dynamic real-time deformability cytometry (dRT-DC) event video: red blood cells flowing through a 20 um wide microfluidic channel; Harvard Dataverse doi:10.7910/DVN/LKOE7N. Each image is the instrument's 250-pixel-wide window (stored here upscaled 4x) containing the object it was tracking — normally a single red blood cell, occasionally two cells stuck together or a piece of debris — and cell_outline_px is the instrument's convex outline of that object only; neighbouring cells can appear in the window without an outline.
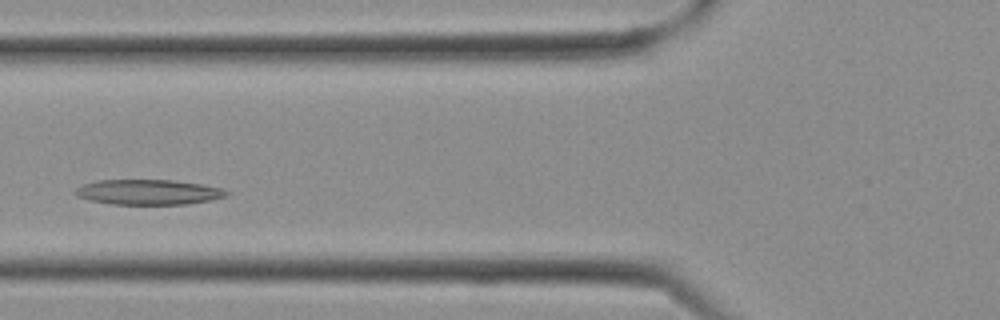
{"species": "Egyptian fruit bat (a non-hibernating species)", "species_latin": "Rousettus aegyptiacus", "temperature_condition": "cold", "stored_images_in_passage": 10, "camera_frame_rate_fps": 3000, "um_per_image_px": 0.085, "frame": {"image": 1, "passage_image": 7, "time_ms": 2.0, "image_size_px": [1000, 320], "cell_outline_px": [[232, 192], [228, 196], [212, 200], [188, 204], [112, 204], [92, 200], [76, 196], [72, 192], [76, 188], [84, 184], [96, 180], [172, 180], [200, 184], [220, 188]], "centroid_in_image_um": [12.63, 16.33], "position_along_channel_um": 113.2, "area_um2": 22.2}}
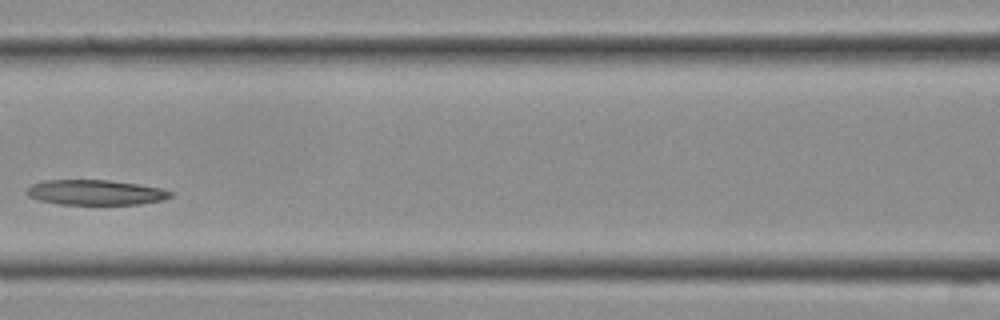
{"frame": {"image": 2, "passage_image": 9, "time_ms": 2.667, "image_size_px": [1000, 320], "cell_outline_px": [[172, 196], [160, 200], [140, 204], [56, 204], [40, 200], [28, 196], [24, 192], [32, 184], [44, 180], [108, 180], [140, 184], [164, 188], [172, 192]], "centroid_in_image_um": [8.11, 16.35], "position_along_channel_um": 158.5, "area_um2": 21.1}}